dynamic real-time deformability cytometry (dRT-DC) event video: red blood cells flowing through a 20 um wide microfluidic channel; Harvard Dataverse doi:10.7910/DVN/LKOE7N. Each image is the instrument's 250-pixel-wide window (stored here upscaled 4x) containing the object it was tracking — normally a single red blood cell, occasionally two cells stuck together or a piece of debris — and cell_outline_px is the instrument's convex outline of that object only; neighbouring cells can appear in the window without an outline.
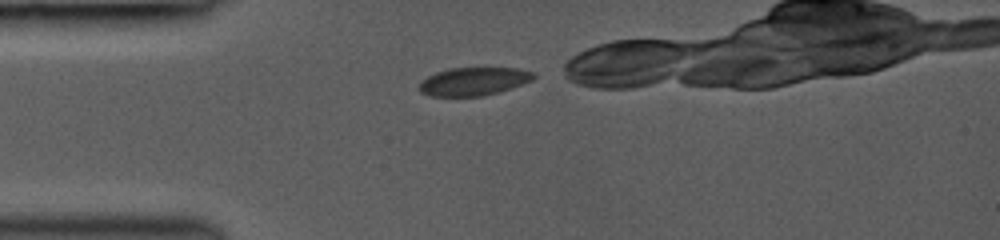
{"species": "common noctule bat (a hibernating species)", "species_latin": "Nyctalus noctula", "temperature_condition": "room temperature", "stored_images_in_passage": 21, "camera_frame_rate_fps": 3000, "um_per_image_px": 0.085, "animal": {"sex": "female", "body_mass_g": 19.0, "forearm_length_mm": 53.3}, "frame": {"image": 1, "passage_image": 1, "time_ms": 0.0, "image_size_px": [1000, 240], "cell_outline_px": [[536, 76], [532, 80], [496, 92], [480, 96], [432, 96], [420, 92], [420, 80], [436, 72], [448, 68], [516, 68], [532, 72]], "centroid_in_image_um": [40.2, 6.91], "position_along_channel_um": 44.8, "area_um2": 18.44}}
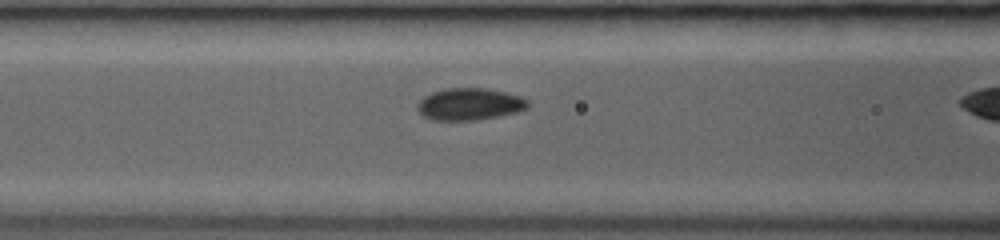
{"frame": {"image": 2, "passage_image": 7, "time_ms": 2.333, "image_size_px": [1000, 240], "cell_outline_px": [[528, 108], [520, 112], [476, 120], [432, 120], [424, 116], [416, 108], [416, 104], [424, 96], [432, 92], [444, 88], [484, 88], [504, 92], [520, 96], [528, 100]], "centroid_in_image_um": [39.91, 8.85], "position_along_channel_um": 126.7, "area_um2": 20.69}}
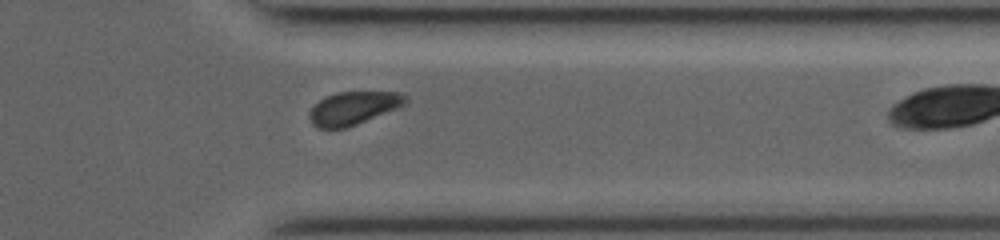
{"frame": {"image": 3, "passage_image": 20, "time_ms": 8.333, "image_size_px": [1000, 240], "cell_outline_px": [[408, 100], [400, 108], [348, 128], [320, 128], [312, 124], [308, 116], [312, 108], [320, 100], [336, 92], [400, 92], [408, 96]], "centroid_in_image_um": [30.09, 9.19], "position_along_channel_um": 381.3, "area_um2": 18.67}}